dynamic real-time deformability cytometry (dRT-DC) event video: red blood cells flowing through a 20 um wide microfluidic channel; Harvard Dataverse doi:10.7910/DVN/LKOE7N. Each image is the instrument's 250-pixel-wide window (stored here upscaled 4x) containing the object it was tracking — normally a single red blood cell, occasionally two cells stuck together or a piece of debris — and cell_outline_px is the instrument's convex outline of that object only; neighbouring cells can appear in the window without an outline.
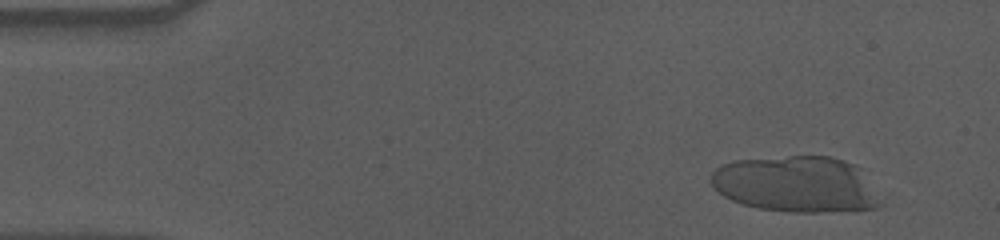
{"species": "human", "species_latin": "Homo sapiens", "temperature_condition": "cold", "stored_images_in_passage": 24, "camera_frame_rate_fps": 3000, "um_per_image_px": 0.085, "donor": {"sex": "male"}, "frame": {"image": 1, "passage_image": 4, "time_ms": 1.0, "image_size_px": [1000, 240], "cell_outline_px": [[884, 204], [876, 208], [856, 212], [792, 212], [756, 208], [732, 200], [724, 196], [708, 180], [708, 176], [720, 164], [736, 160], [788, 156], [828, 156], [844, 160], [856, 164]], "centroid_in_image_um": [67.69, 15.68], "position_along_channel_um": 17.3, "area_um2": 56.01}}